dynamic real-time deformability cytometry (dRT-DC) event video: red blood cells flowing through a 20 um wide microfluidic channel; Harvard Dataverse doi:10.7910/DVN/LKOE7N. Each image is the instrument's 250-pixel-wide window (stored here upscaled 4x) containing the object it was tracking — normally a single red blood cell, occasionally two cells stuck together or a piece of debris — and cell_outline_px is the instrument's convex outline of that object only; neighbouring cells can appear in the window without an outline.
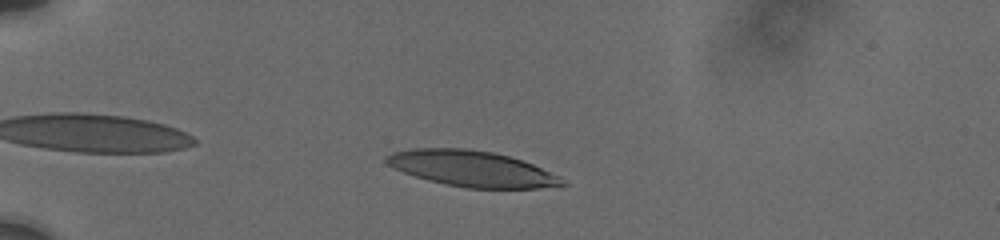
{"species": "human", "species_latin": "Homo sapiens", "temperature_condition": "cold", "stored_images_in_passage": 44, "camera_frame_rate_fps": 3000, "um_per_image_px": 0.085, "donor": {"sex": "male"}, "frame": {"image": 1, "passage_image": 6, "time_ms": 1.667, "image_size_px": [1000, 240], "cell_outline_px": [[568, 184], [536, 188], [468, 188], [428, 180], [404, 172], [388, 164], [384, 160], [392, 152], [412, 148], [468, 148], [492, 152], [508, 156], [532, 164], [560, 176]], "centroid_in_image_um": [40.11, 14.33], "position_along_channel_um": 44.9, "area_um2": 36.24}}
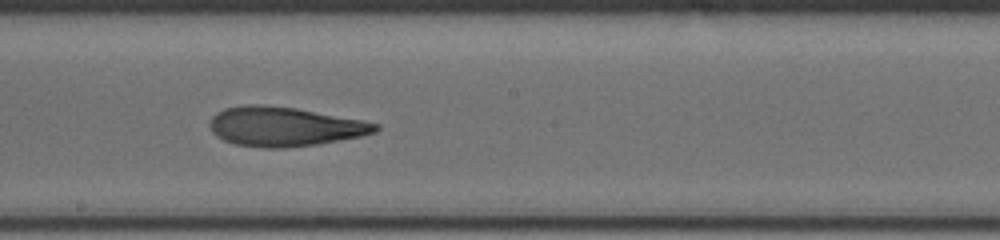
{"frame": {"image": 2, "passage_image": 23, "time_ms": 7.667, "image_size_px": [1000, 240], "cell_outline_px": [[380, 128], [376, 132], [360, 136], [320, 144], [284, 148], [260, 148], [236, 144], [224, 140], [216, 136], [212, 132], [208, 124], [212, 116], [216, 112], [224, 108], [244, 104], [260, 104], [296, 108], [364, 120], [380, 124]], "centroid_in_image_um": [24.17, 10.75], "position_along_channel_um": 224.0, "area_um2": 38.38}}
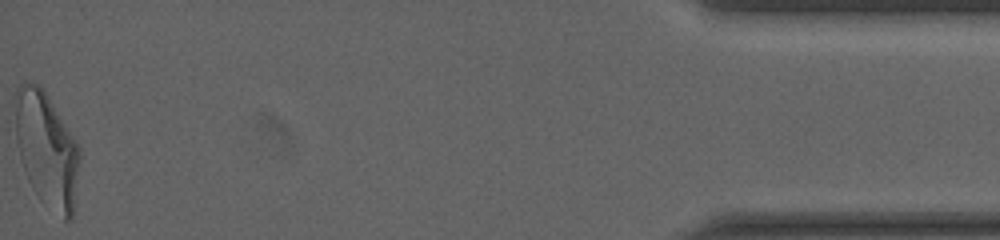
{"frame": {"image": 3, "passage_image": 44, "time_ms": 15.333, "image_size_px": [1000, 240], "cell_outline_px": [[80, 156], [72, 220], [64, 220], [40, 200], [32, 188], [28, 180], [20, 160], [16, 140], [12, 100], [16, 88], [24, 80], [36, 84], [44, 88], [76, 140], [80, 148]], "centroid_in_image_um": [3.92, 12.64], "position_along_channel_um": 431.3, "area_um2": 43.99}, "authors_computed_cell_mechanics": {"area_um2": 37.8879, "velocity_mm_per_s": 3.7526, "shape_relaxation_time_tau1_ms": 9.1729, "shape_relaxation_time_tau2_ms": 2.6013, "deformation_change_tau1": 0.3054, "deformation_change_tau2": 0.1201}}